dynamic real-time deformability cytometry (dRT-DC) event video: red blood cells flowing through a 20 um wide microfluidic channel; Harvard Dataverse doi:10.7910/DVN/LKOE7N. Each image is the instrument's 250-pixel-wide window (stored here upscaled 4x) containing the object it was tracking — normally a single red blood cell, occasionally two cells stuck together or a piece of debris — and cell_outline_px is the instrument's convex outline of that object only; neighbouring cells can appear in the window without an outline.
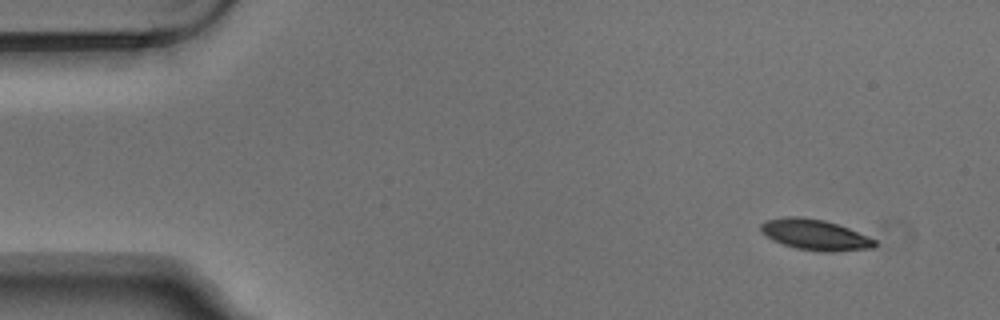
{"species": "Egyptian fruit bat (a non-hibernating species)", "species_latin": "Rousettus aegyptiacus", "temperature_condition": "warm", "stored_images_in_passage": 4, "camera_frame_rate_fps": 3000, "um_per_image_px": 0.085, "animal": {"sex": "male"}, "frame": {"image": 1, "passage_image": 1, "time_ms": 0.0, "image_size_px": [1000, 320], "cell_outline_px": [[876, 248], [832, 252], [828, 252], [796, 248], [772, 240], [760, 232], [760, 224], [764, 220], [784, 216], [800, 216], [824, 220], [848, 228], [868, 236], [876, 240]], "centroid_in_image_um": [69.25, 19.94], "position_along_channel_um": 15.7, "area_um2": 20.52}}
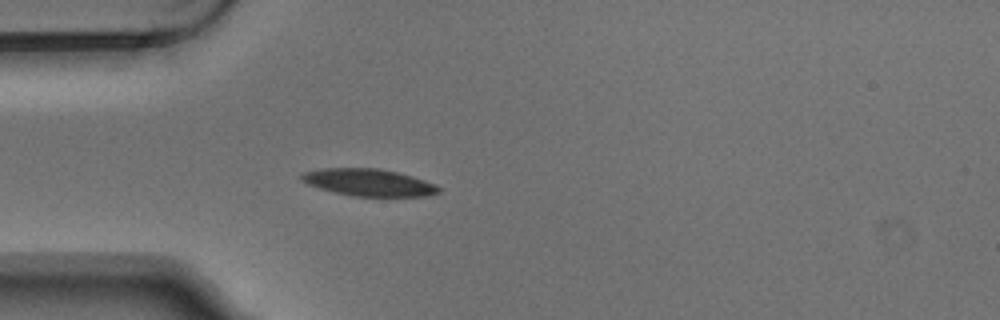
{"frame": {"image": 2, "passage_image": 4, "time_ms": 1.0, "image_size_px": [1000, 320], "cell_outline_px": [[440, 192], [428, 196], [352, 196], [320, 188], [308, 184], [300, 180], [300, 176], [304, 172], [320, 168], [380, 168], [412, 176], [436, 184], [440, 188]], "centroid_in_image_um": [31.35, 15.5], "position_along_channel_um": 53.7, "area_um2": 21.62}}